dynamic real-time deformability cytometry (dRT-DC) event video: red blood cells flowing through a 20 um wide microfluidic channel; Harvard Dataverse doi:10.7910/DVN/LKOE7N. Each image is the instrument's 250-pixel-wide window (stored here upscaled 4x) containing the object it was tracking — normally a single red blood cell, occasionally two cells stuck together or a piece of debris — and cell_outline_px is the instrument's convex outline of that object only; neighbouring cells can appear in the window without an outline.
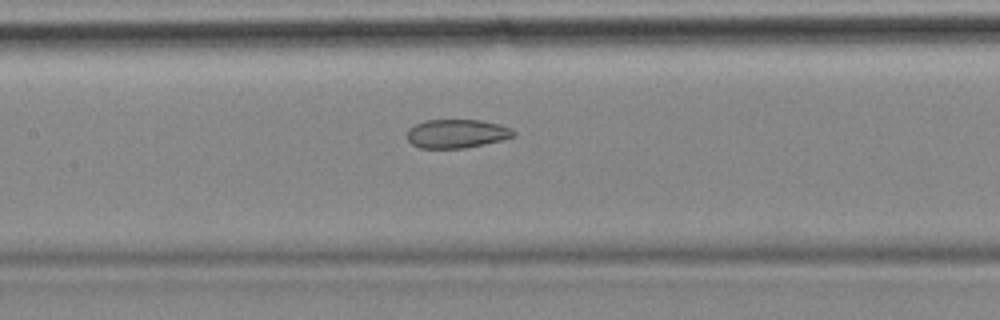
{"species": "common noctule bat (a hibernating species)", "species_latin": "Nyctalus noctula", "temperature_condition": "cold", "stored_images_in_passage": 44, "camera_frame_rate_fps": 3000, "um_per_image_px": 0.085, "animal": {"sex": "female", "body_mass_g": 18.4}, "frame": {"image": 1, "passage_image": 13, "time_ms": 4.0, "image_size_px": [1000, 320], "cell_outline_px": [[516, 136], [484, 144], [464, 148], [420, 148], [412, 144], [408, 140], [408, 128], [424, 120], [480, 120], [500, 124], [512, 128], [516, 132]], "centroid_in_image_um": [38.84, 11.35], "position_along_channel_um": 168.6, "area_um2": 17.86}, "authors_computed_cell_mechanics": {"area_um2": 19.5075, "velocity_mm_per_s": 3.5196, "shape_relaxation_time_tau1_ms": null, "shape_relaxation_time_tau2_ms": 2.5438, "deformation_change_tau1": null, "deformation_change_tau2": 0.0845}}